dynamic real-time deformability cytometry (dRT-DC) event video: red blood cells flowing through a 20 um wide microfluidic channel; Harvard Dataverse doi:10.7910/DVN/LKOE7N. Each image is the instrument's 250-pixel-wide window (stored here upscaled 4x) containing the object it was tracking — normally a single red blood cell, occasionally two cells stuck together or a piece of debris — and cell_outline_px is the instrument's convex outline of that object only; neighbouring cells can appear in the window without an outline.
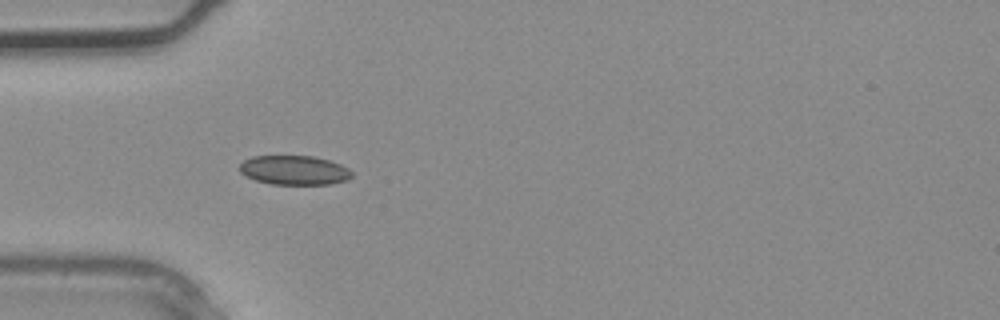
{"species": "common noctule bat (a hibernating species)", "species_latin": "Nyctalus noctula", "temperature_condition": "warm", "stored_images_in_passage": 4, "camera_frame_rate_fps": 3000, "um_per_image_px": 0.085, "animal": {"sex": "male", "body_mass_g": 20.4}, "frame": {"image": 1, "passage_image": 4, "time_ms": 1.0, "image_size_px": [1000, 320], "cell_outline_px": [[352, 176], [348, 180], [332, 184], [272, 184], [256, 180], [244, 176], [240, 172], [240, 164], [244, 160], [252, 156], [312, 156], [328, 160], [340, 164], [348, 168], [352, 172]], "centroid_in_image_um": [25.01, 14.47], "position_along_channel_um": 60.0, "area_um2": 19.19}}